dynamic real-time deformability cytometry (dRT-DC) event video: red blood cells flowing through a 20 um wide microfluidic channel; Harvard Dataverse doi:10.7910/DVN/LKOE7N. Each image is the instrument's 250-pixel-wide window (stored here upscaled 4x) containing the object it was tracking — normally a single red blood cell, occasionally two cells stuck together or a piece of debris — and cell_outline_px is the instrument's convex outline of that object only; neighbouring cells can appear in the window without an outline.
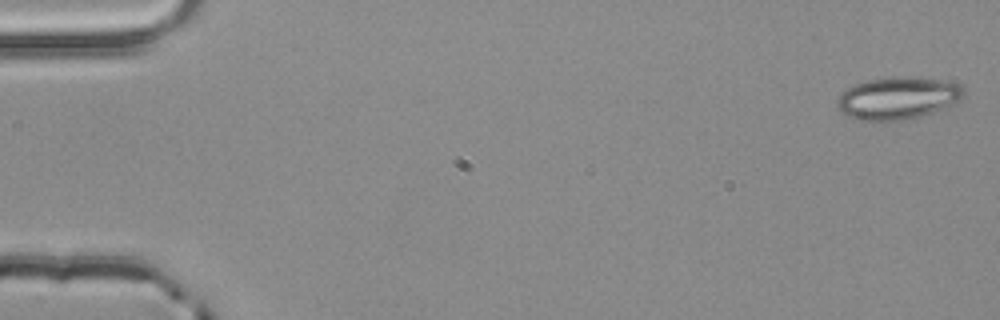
{"species": "common noctule bat (a hibernating species)", "species_latin": "Nyctalus noctula", "temperature_condition": "room temperature", "stored_images_in_passage": 4, "camera_frame_rate_fps": 3000, "um_per_image_px": 0.085, "animal": {"sex": "male", "body_mass_g": 20.4}, "frame": {"image": 1, "passage_image": 1, "time_ms": 0.0, "image_size_px": [1000, 320], "cell_outline_px": [[964, 92], [960, 100], [932, 112], [920, 116], [904, 120], [864, 120], [848, 116], [840, 112], [836, 104], [836, 100], [840, 92], [856, 84], [868, 80], [896, 76], [900, 76], [940, 80], [960, 84], [964, 88]], "centroid_in_image_um": [76.27, 8.33], "position_along_channel_um": 8.7, "area_um2": 30.87}}